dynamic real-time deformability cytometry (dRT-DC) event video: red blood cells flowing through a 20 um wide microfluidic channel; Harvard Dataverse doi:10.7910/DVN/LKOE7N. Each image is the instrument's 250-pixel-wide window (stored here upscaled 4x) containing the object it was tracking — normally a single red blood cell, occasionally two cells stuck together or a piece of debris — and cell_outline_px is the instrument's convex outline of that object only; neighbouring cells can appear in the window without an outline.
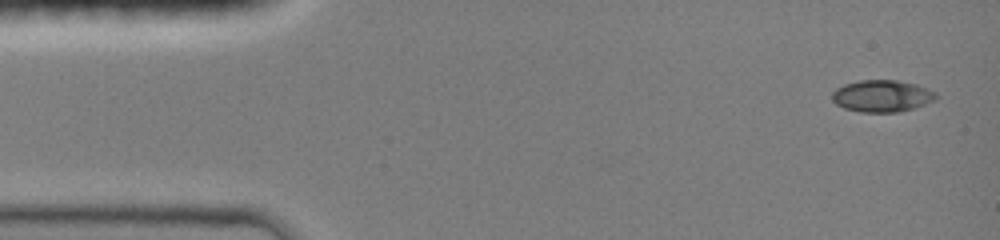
{"species": "common noctule bat (a hibernating species)", "species_latin": "Nyctalus noctula", "temperature_condition": "room temperature", "stored_images_in_passage": 17, "camera_frame_rate_fps": 3000, "um_per_image_px": 0.085, "animal": {"sex": "female", "body_mass_g": 19.0, "forearm_length_mm": 51.5}, "frame": {"image": 1, "passage_image": 1, "time_ms": 0.0, "image_size_px": [1000, 240], "cell_outline_px": [[936, 100], [916, 108], [900, 112], [860, 112], [844, 108], [836, 104], [832, 100], [832, 92], [836, 88], [844, 84], [860, 80], [896, 80], [916, 84], [936, 92]], "centroid_in_image_um": [74.97, 8.16], "position_along_channel_um": 10.0, "area_um2": 19.48}}
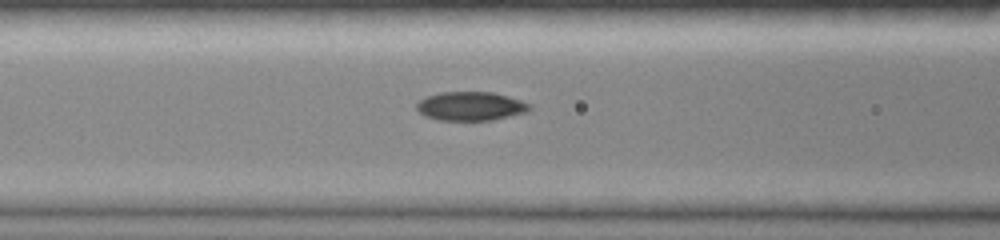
{"frame": {"image": 2, "passage_image": 10, "time_ms": 5.333, "image_size_px": [1000, 240], "cell_outline_px": [[532, 108], [524, 112], [492, 120], [440, 120], [424, 116], [416, 108], [416, 104], [424, 96], [440, 92], [492, 92], [508, 96], [532, 104]], "centroid_in_image_um": [39.98, 9.01], "position_along_channel_um": 126.6, "area_um2": 18.96}}
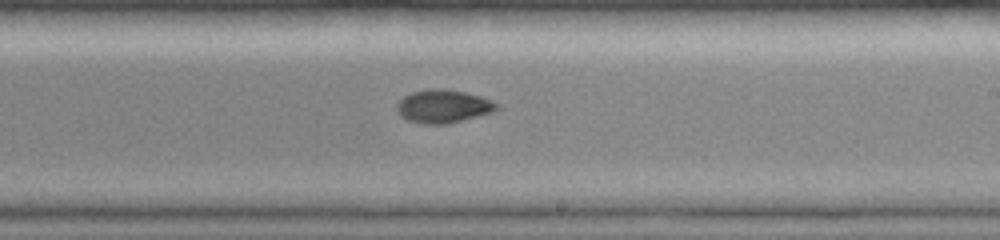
{"frame": {"image": 3, "passage_image": 17, "time_ms": 8.333, "image_size_px": [1000, 240], "cell_outline_px": [[500, 108], [492, 112], [448, 124], [424, 124], [408, 120], [396, 108], [396, 104], [404, 96], [412, 92], [432, 88], [440, 88], [464, 92], [480, 96], [500, 104]], "centroid_in_image_um": [37.7, 9.03], "position_along_channel_um": 251.3, "area_um2": 19.13}}